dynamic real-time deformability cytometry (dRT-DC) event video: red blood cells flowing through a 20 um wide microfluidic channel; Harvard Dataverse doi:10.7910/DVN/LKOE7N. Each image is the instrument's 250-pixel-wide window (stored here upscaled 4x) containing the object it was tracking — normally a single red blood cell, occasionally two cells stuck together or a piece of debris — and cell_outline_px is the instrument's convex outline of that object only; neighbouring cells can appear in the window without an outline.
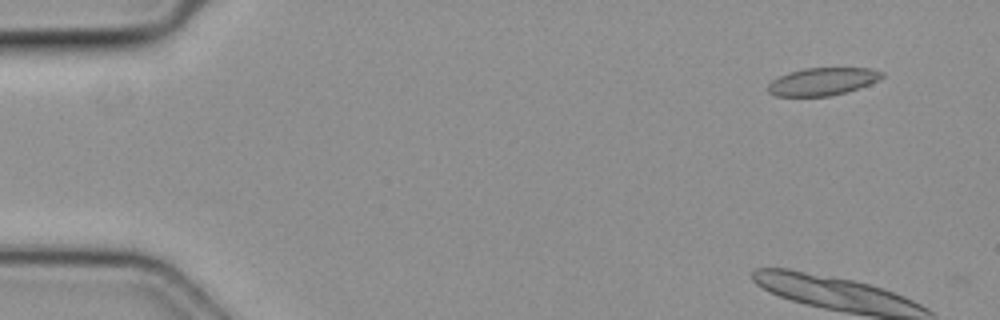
{"species": "common noctule bat (a hibernating species)", "species_latin": "Nyctalus noctula", "temperature_condition": "cold", "stored_images_in_passage": 5, "camera_frame_rate_fps": 3000, "um_per_image_px": 0.085, "animal": {"sex": "female", "body_mass_g": 19.3, "forearm_length_mm": 54.1}, "frame": {"image": 1, "passage_image": 3, "time_ms": 0.667, "image_size_px": [1000, 320], "cell_outline_px": [[884, 76], [880, 80], [844, 92], [828, 96], [776, 96], [768, 92], [768, 84], [772, 80], [788, 72], [804, 68], [872, 68], [884, 72]], "centroid_in_image_um": [69.91, 6.91], "position_along_channel_um": 15.1, "area_um2": 18.26}}